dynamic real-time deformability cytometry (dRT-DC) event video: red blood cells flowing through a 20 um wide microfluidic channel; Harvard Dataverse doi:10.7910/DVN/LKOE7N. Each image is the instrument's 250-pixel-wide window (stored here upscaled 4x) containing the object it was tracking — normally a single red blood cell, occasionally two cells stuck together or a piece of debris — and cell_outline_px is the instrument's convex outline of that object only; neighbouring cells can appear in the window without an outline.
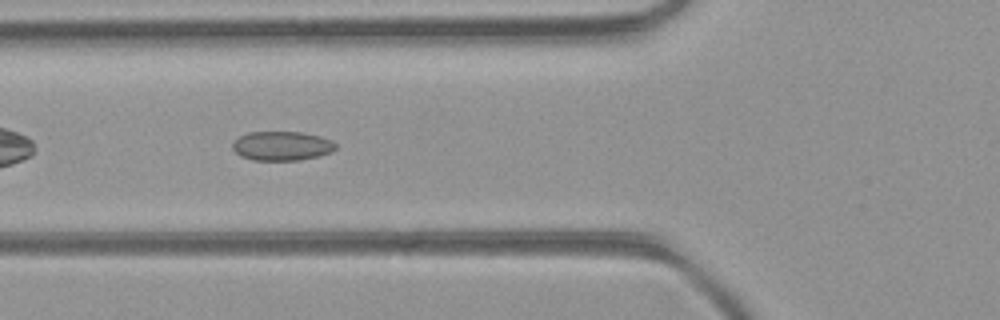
{"species": "common noctule bat (a hibernating species)", "species_latin": "Nyctalus noctula", "temperature_condition": "room temperature", "stored_images_in_passage": 7, "camera_frame_rate_fps": 3000, "um_per_image_px": 0.085, "animal": {"sex": "female", "body_mass_g": 21.9}, "frame": {"image": 1, "passage_image": 6, "time_ms": 1.667, "image_size_px": [1000, 320], "cell_outline_px": [[336, 148], [332, 152], [320, 156], [300, 160], [252, 160], [240, 156], [232, 148], [232, 140], [248, 132], [304, 132], [320, 136], [332, 140], [336, 144]], "centroid_in_image_um": [23.96, 12.4], "position_along_channel_um": 101.8, "area_um2": 17.8}}
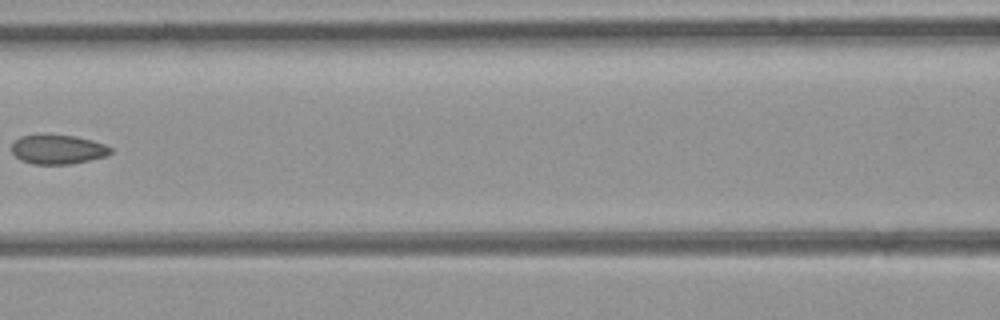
{"frame": {"image": 2, "passage_image": 7, "time_ms": 2.0, "image_size_px": [1000, 320], "cell_outline_px": [[112, 152], [108, 156], [68, 164], [32, 164], [20, 160], [12, 152], [12, 144], [20, 136], [76, 136], [92, 140], [104, 144], [112, 148]], "centroid_in_image_um": [4.94, 12.72], "position_along_channel_um": 161.7, "area_um2": 16.59}}